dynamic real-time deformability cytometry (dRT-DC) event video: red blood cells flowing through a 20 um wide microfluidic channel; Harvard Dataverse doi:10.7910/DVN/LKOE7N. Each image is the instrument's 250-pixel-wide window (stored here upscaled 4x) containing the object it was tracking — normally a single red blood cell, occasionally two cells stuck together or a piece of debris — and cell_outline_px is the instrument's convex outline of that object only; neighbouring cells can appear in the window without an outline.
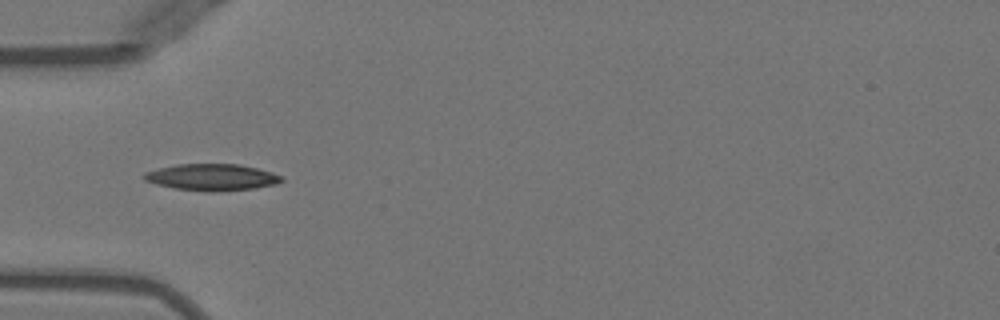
{"species": "Egyptian fruit bat (a non-hibernating species)", "species_latin": "Rousettus aegyptiacus", "temperature_condition": "warm", "stored_images_in_passage": 36, "camera_frame_rate_fps": 3000, "um_per_image_px": 0.085, "animal": {"sex": "female"}, "frame": {"image": 1, "passage_image": 2, "time_ms": 0.333, "image_size_px": [1000, 320], "cell_outline_px": [[284, 180], [276, 184], [252, 188], [208, 192], [176, 188], [156, 184], [144, 180], [140, 176], [144, 172], [176, 164], [236, 164], [256, 168], [272, 172], [284, 176]], "centroid_in_image_um": [17.99, 15.06], "position_along_channel_um": 67.0, "area_um2": 21.21}}
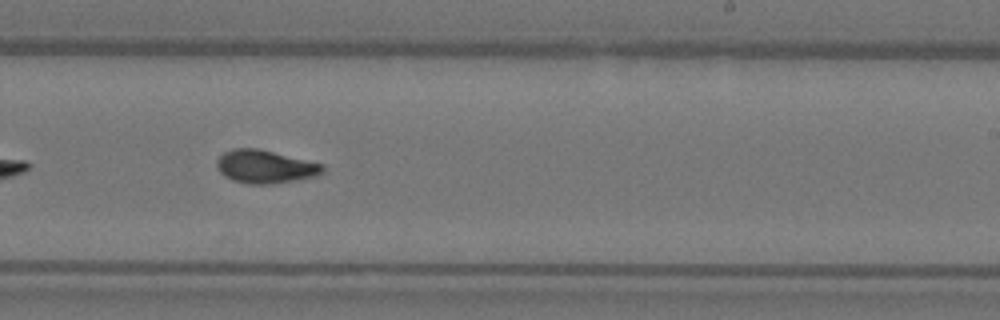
{"frame": {"image": 2, "passage_image": 17, "time_ms": 5.333, "image_size_px": [1000, 320], "cell_outline_px": [[324, 172], [320, 176], [272, 184], [248, 184], [232, 180], [224, 176], [216, 168], [216, 160], [224, 152], [232, 148], [256, 148], [324, 164]], "centroid_in_image_um": [22.54, 14.18], "position_along_channel_um": 266.5, "area_um2": 20.63}}
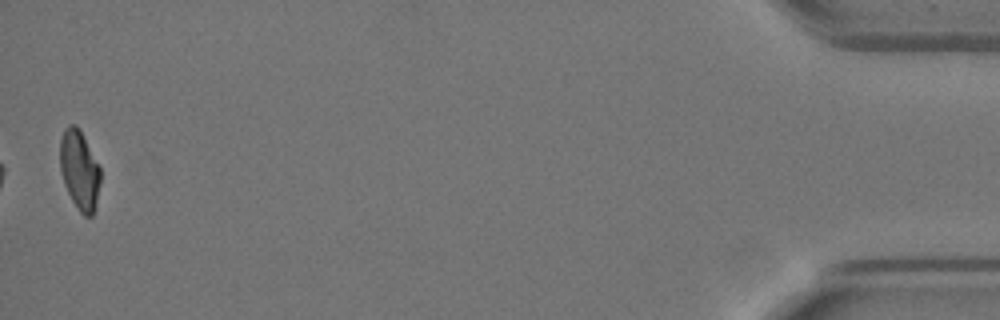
{"frame": {"image": 3, "passage_image": 36, "time_ms": 11.667, "image_size_px": [1000, 320], "cell_outline_px": [[100, 184], [92, 216], [84, 216], [80, 212], [72, 200], [64, 184], [60, 172], [60, 140], [64, 128], [68, 124], [76, 124], [80, 128], [100, 168]], "centroid_in_image_um": [6.74, 14.41], "position_along_channel_um": 428.5, "area_um2": 18.67}, "authors_computed_cell_mechanics": {"area_um2": 19.7387, "velocity_mm_per_s": 3.9858, "shape_relaxation_time_tau1_ms": 3.8987, "shape_relaxation_time_tau2_ms": 1.5863, "deformation_change_tau1": 0.1881, "deformation_change_tau2": 0.0726}}